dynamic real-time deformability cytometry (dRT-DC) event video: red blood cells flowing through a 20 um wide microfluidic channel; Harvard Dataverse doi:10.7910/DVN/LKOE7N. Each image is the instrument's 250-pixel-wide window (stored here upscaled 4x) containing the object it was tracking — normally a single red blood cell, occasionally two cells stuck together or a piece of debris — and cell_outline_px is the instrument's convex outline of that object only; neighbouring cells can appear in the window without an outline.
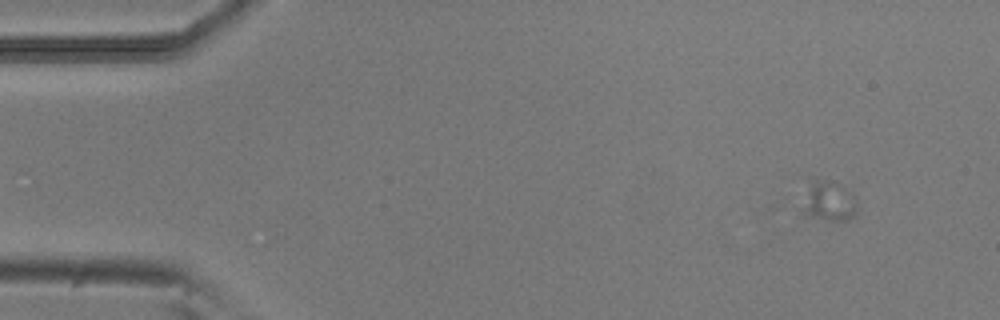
{"species": "common noctule bat (a hibernating species)", "species_latin": "Nyctalus noctula", "temperature_condition": "room temperature", "stored_images_in_passage": 3, "camera_frame_rate_fps": 3000, "um_per_image_px": 0.085, "animal": {"sex": "male", "body_mass_g": 20.5, "forearm_length_mm": 52.5}, "frame": {"image": 1, "passage_image": 1, "time_ms": 0.0, "image_size_px": [1000, 320], "cell_outline_px": [[856, 212], [848, 220], [828, 220], [800, 216], [800, 208], [812, 180], [828, 180], [840, 184], [852, 192], [856, 200]], "centroid_in_image_um": [70.41, 17.14], "position_along_channel_um": 14.6, "area_um2": 13.01}}